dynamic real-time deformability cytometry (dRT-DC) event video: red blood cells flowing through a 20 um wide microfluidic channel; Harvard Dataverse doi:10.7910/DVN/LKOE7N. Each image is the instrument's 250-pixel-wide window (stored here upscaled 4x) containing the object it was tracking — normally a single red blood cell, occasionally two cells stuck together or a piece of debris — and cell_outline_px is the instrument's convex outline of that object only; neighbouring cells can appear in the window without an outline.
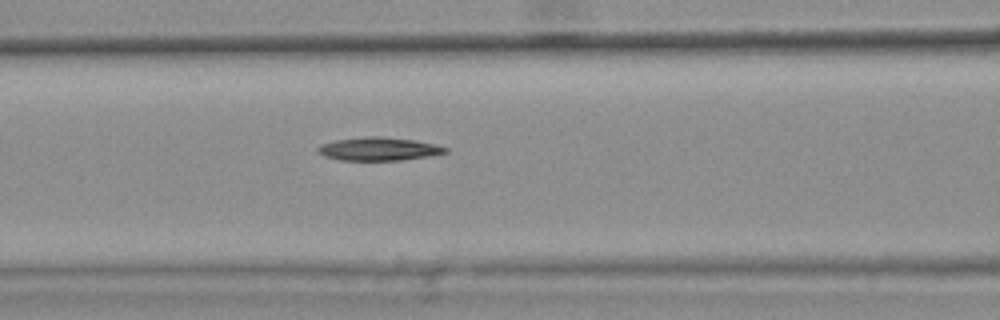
{"species": "common noctule bat (a hibernating species)", "species_latin": "Nyctalus noctula", "temperature_condition": "warm", "stored_images_in_passage": 47, "camera_frame_rate_fps": 3000, "um_per_image_px": 0.085, "animal": {"sex": "female", "body_mass_g": 25.1}, "frame": {"image": 1, "passage_image": 21, "time_ms": 6.667, "image_size_px": [1000, 320], "cell_outline_px": [[448, 152], [432, 156], [404, 160], [340, 160], [324, 156], [316, 152], [316, 148], [320, 144], [336, 140], [368, 136], [380, 136], [412, 140], [436, 144], [448, 148]], "centroid_in_image_um": [32.19, 12.66], "position_along_channel_um": 134.4, "area_um2": 17.4}}